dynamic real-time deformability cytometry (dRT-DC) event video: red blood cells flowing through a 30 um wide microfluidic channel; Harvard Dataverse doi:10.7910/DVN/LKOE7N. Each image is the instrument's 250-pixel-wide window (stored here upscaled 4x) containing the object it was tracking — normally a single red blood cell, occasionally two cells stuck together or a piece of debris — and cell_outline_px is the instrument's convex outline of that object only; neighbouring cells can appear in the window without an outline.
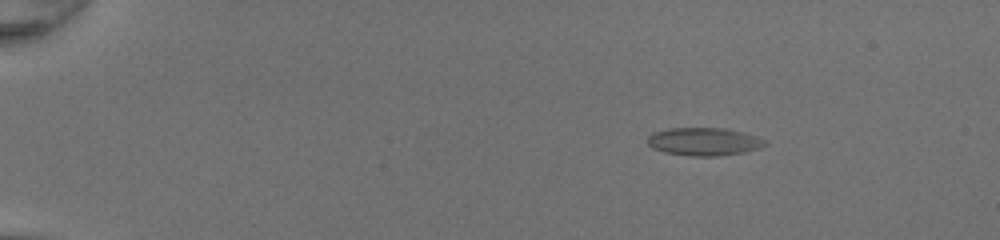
{"species": "common noctule bat (a hibernating species)", "species_latin": "Nyctalus noctula", "temperature_condition": "room temperature", "stored_images_in_passage": 50, "camera_frame_rate_fps": 3000, "um_per_image_px": 0.085, "animal": {"sex": "female", "body_mass_g": 20.0, "forearm_length_mm": 54.0}, "frame": {"image": 1, "passage_image": 8, "time_ms": 2.333, "image_size_px": [1000, 240], "cell_outline_px": [[768, 144], [760, 148], [744, 152], [720, 156], [692, 156], [664, 152], [652, 148], [648, 144], [648, 136], [652, 132], [668, 128], [724, 128], [744, 132], [756, 136], [764, 140]], "centroid_in_image_um": [59.83, 12.03], "position_along_channel_um": 25.2, "area_um2": 19.25}}
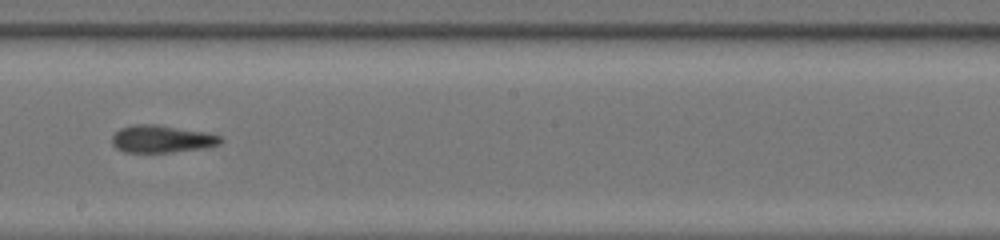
{"frame": {"image": 2, "passage_image": 31, "time_ms": 10.0, "image_size_px": [1000, 240], "cell_outline_px": [[224, 140], [220, 144], [208, 148], [172, 152], [124, 152], [116, 148], [112, 144], [112, 136], [120, 128], [132, 124], [156, 124], [208, 132], [220, 136]], "centroid_in_image_um": [13.78, 11.81], "position_along_channel_um": 234.4, "area_um2": 17.63}}
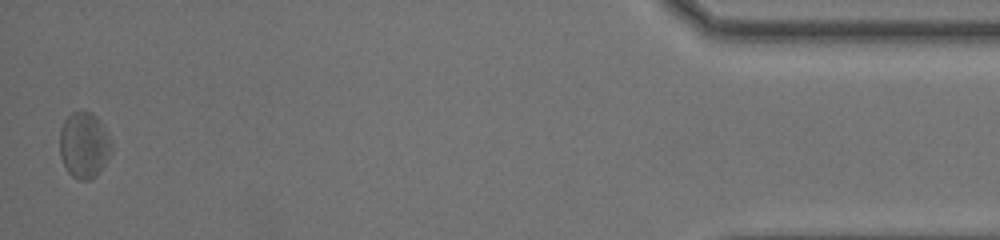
{"frame": {"image": 3, "passage_image": 50, "time_ms": 16.333, "image_size_px": [1000, 240], "cell_outline_px": [[112, 152], [104, 164], [88, 180], [80, 180], [72, 176], [68, 172], [60, 156], [60, 128], [64, 120], [72, 112], [80, 108], [92, 112], [100, 120], [112, 140]], "centroid_in_image_um": [7.14, 12.26], "position_along_channel_um": 428.1, "area_um2": 20.06}, "authors_computed_cell_mechanics": {"area_um2": 17.918, "velocity_mm_per_s": 4.2355, "shape_relaxation_time_tau1_ms": null, "shape_relaxation_time_tau2_ms": 3.5143, "deformation_change_tau1": null, "deformation_change_tau2": 0.1257}}